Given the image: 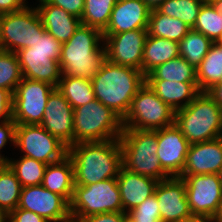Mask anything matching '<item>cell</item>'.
<instances>
[{
    "label": "cell",
    "mask_w": 222,
    "mask_h": 222,
    "mask_svg": "<svg viewBox=\"0 0 222 222\" xmlns=\"http://www.w3.org/2000/svg\"><path fill=\"white\" fill-rule=\"evenodd\" d=\"M22 186L6 162H0V208L8 214L18 207Z\"/></svg>",
    "instance_id": "cell-30"
},
{
    "label": "cell",
    "mask_w": 222,
    "mask_h": 222,
    "mask_svg": "<svg viewBox=\"0 0 222 222\" xmlns=\"http://www.w3.org/2000/svg\"><path fill=\"white\" fill-rule=\"evenodd\" d=\"M222 167V137L213 140L191 144L186 156L182 174L202 175L219 174Z\"/></svg>",
    "instance_id": "cell-19"
},
{
    "label": "cell",
    "mask_w": 222,
    "mask_h": 222,
    "mask_svg": "<svg viewBox=\"0 0 222 222\" xmlns=\"http://www.w3.org/2000/svg\"><path fill=\"white\" fill-rule=\"evenodd\" d=\"M9 214L0 208V222H8Z\"/></svg>",
    "instance_id": "cell-49"
},
{
    "label": "cell",
    "mask_w": 222,
    "mask_h": 222,
    "mask_svg": "<svg viewBox=\"0 0 222 222\" xmlns=\"http://www.w3.org/2000/svg\"><path fill=\"white\" fill-rule=\"evenodd\" d=\"M41 185L70 203L74 190V165L69 155L46 166Z\"/></svg>",
    "instance_id": "cell-24"
},
{
    "label": "cell",
    "mask_w": 222,
    "mask_h": 222,
    "mask_svg": "<svg viewBox=\"0 0 222 222\" xmlns=\"http://www.w3.org/2000/svg\"><path fill=\"white\" fill-rule=\"evenodd\" d=\"M13 96L4 89L0 88V121L13 120Z\"/></svg>",
    "instance_id": "cell-43"
},
{
    "label": "cell",
    "mask_w": 222,
    "mask_h": 222,
    "mask_svg": "<svg viewBox=\"0 0 222 222\" xmlns=\"http://www.w3.org/2000/svg\"><path fill=\"white\" fill-rule=\"evenodd\" d=\"M210 3L222 16V0H212Z\"/></svg>",
    "instance_id": "cell-47"
},
{
    "label": "cell",
    "mask_w": 222,
    "mask_h": 222,
    "mask_svg": "<svg viewBox=\"0 0 222 222\" xmlns=\"http://www.w3.org/2000/svg\"><path fill=\"white\" fill-rule=\"evenodd\" d=\"M116 180L120 190L123 212L125 213L152 196L159 182L153 178L133 173L123 166Z\"/></svg>",
    "instance_id": "cell-20"
},
{
    "label": "cell",
    "mask_w": 222,
    "mask_h": 222,
    "mask_svg": "<svg viewBox=\"0 0 222 222\" xmlns=\"http://www.w3.org/2000/svg\"><path fill=\"white\" fill-rule=\"evenodd\" d=\"M154 194L162 222H190L196 219L188 204L184 180L179 176L159 181Z\"/></svg>",
    "instance_id": "cell-14"
},
{
    "label": "cell",
    "mask_w": 222,
    "mask_h": 222,
    "mask_svg": "<svg viewBox=\"0 0 222 222\" xmlns=\"http://www.w3.org/2000/svg\"><path fill=\"white\" fill-rule=\"evenodd\" d=\"M16 123L13 120L0 122V150L10 141L15 145V129ZM8 158L0 153V162H6Z\"/></svg>",
    "instance_id": "cell-40"
},
{
    "label": "cell",
    "mask_w": 222,
    "mask_h": 222,
    "mask_svg": "<svg viewBox=\"0 0 222 222\" xmlns=\"http://www.w3.org/2000/svg\"><path fill=\"white\" fill-rule=\"evenodd\" d=\"M55 88L47 82L23 77L12 95L13 121L17 125L41 124L48 97Z\"/></svg>",
    "instance_id": "cell-11"
},
{
    "label": "cell",
    "mask_w": 222,
    "mask_h": 222,
    "mask_svg": "<svg viewBox=\"0 0 222 222\" xmlns=\"http://www.w3.org/2000/svg\"><path fill=\"white\" fill-rule=\"evenodd\" d=\"M18 208L32 211L48 222H72L69 203L42 185L22 187Z\"/></svg>",
    "instance_id": "cell-13"
},
{
    "label": "cell",
    "mask_w": 222,
    "mask_h": 222,
    "mask_svg": "<svg viewBox=\"0 0 222 222\" xmlns=\"http://www.w3.org/2000/svg\"><path fill=\"white\" fill-rule=\"evenodd\" d=\"M203 2H211L212 0H202Z\"/></svg>",
    "instance_id": "cell-53"
},
{
    "label": "cell",
    "mask_w": 222,
    "mask_h": 222,
    "mask_svg": "<svg viewBox=\"0 0 222 222\" xmlns=\"http://www.w3.org/2000/svg\"><path fill=\"white\" fill-rule=\"evenodd\" d=\"M127 217L132 222H162L156 195L153 194L140 205L128 211Z\"/></svg>",
    "instance_id": "cell-37"
},
{
    "label": "cell",
    "mask_w": 222,
    "mask_h": 222,
    "mask_svg": "<svg viewBox=\"0 0 222 222\" xmlns=\"http://www.w3.org/2000/svg\"><path fill=\"white\" fill-rule=\"evenodd\" d=\"M116 2L117 0H85L81 16L82 24L103 32L109 23Z\"/></svg>",
    "instance_id": "cell-33"
},
{
    "label": "cell",
    "mask_w": 222,
    "mask_h": 222,
    "mask_svg": "<svg viewBox=\"0 0 222 222\" xmlns=\"http://www.w3.org/2000/svg\"><path fill=\"white\" fill-rule=\"evenodd\" d=\"M190 222H213V220H211V219H198V218H196V219H194V220H192Z\"/></svg>",
    "instance_id": "cell-50"
},
{
    "label": "cell",
    "mask_w": 222,
    "mask_h": 222,
    "mask_svg": "<svg viewBox=\"0 0 222 222\" xmlns=\"http://www.w3.org/2000/svg\"><path fill=\"white\" fill-rule=\"evenodd\" d=\"M119 141L125 169L158 181L170 177L156 155L158 130L123 129Z\"/></svg>",
    "instance_id": "cell-5"
},
{
    "label": "cell",
    "mask_w": 222,
    "mask_h": 222,
    "mask_svg": "<svg viewBox=\"0 0 222 222\" xmlns=\"http://www.w3.org/2000/svg\"><path fill=\"white\" fill-rule=\"evenodd\" d=\"M175 124L190 144L222 137V108L208 92H200L188 106L175 111Z\"/></svg>",
    "instance_id": "cell-4"
},
{
    "label": "cell",
    "mask_w": 222,
    "mask_h": 222,
    "mask_svg": "<svg viewBox=\"0 0 222 222\" xmlns=\"http://www.w3.org/2000/svg\"><path fill=\"white\" fill-rule=\"evenodd\" d=\"M151 9L142 0H117L109 23L102 32L112 35L130 30L148 29Z\"/></svg>",
    "instance_id": "cell-18"
},
{
    "label": "cell",
    "mask_w": 222,
    "mask_h": 222,
    "mask_svg": "<svg viewBox=\"0 0 222 222\" xmlns=\"http://www.w3.org/2000/svg\"><path fill=\"white\" fill-rule=\"evenodd\" d=\"M6 163L14 171L22 187L42 184L47 164L26 156L19 160L8 159Z\"/></svg>",
    "instance_id": "cell-32"
},
{
    "label": "cell",
    "mask_w": 222,
    "mask_h": 222,
    "mask_svg": "<svg viewBox=\"0 0 222 222\" xmlns=\"http://www.w3.org/2000/svg\"><path fill=\"white\" fill-rule=\"evenodd\" d=\"M69 211L71 217L122 212L123 204L116 178L89 185H74Z\"/></svg>",
    "instance_id": "cell-8"
},
{
    "label": "cell",
    "mask_w": 222,
    "mask_h": 222,
    "mask_svg": "<svg viewBox=\"0 0 222 222\" xmlns=\"http://www.w3.org/2000/svg\"><path fill=\"white\" fill-rule=\"evenodd\" d=\"M151 10L157 9L166 0H142Z\"/></svg>",
    "instance_id": "cell-46"
},
{
    "label": "cell",
    "mask_w": 222,
    "mask_h": 222,
    "mask_svg": "<svg viewBox=\"0 0 222 222\" xmlns=\"http://www.w3.org/2000/svg\"><path fill=\"white\" fill-rule=\"evenodd\" d=\"M190 145L175 123L158 130L156 155L170 177L182 174Z\"/></svg>",
    "instance_id": "cell-16"
},
{
    "label": "cell",
    "mask_w": 222,
    "mask_h": 222,
    "mask_svg": "<svg viewBox=\"0 0 222 222\" xmlns=\"http://www.w3.org/2000/svg\"><path fill=\"white\" fill-rule=\"evenodd\" d=\"M61 46L62 44L58 40L45 31L42 36H38L37 40L33 43V46L23 48L17 52L52 53V59L59 61L61 56Z\"/></svg>",
    "instance_id": "cell-38"
},
{
    "label": "cell",
    "mask_w": 222,
    "mask_h": 222,
    "mask_svg": "<svg viewBox=\"0 0 222 222\" xmlns=\"http://www.w3.org/2000/svg\"><path fill=\"white\" fill-rule=\"evenodd\" d=\"M100 30L81 24L73 36L61 46L62 76L91 79L107 61V52ZM100 43V44H99Z\"/></svg>",
    "instance_id": "cell-2"
},
{
    "label": "cell",
    "mask_w": 222,
    "mask_h": 222,
    "mask_svg": "<svg viewBox=\"0 0 222 222\" xmlns=\"http://www.w3.org/2000/svg\"><path fill=\"white\" fill-rule=\"evenodd\" d=\"M3 16H4V14L2 12H0V32H1V23H2Z\"/></svg>",
    "instance_id": "cell-51"
},
{
    "label": "cell",
    "mask_w": 222,
    "mask_h": 222,
    "mask_svg": "<svg viewBox=\"0 0 222 222\" xmlns=\"http://www.w3.org/2000/svg\"><path fill=\"white\" fill-rule=\"evenodd\" d=\"M14 146L21 149L23 156L47 165L68 155V147L40 124L16 125Z\"/></svg>",
    "instance_id": "cell-10"
},
{
    "label": "cell",
    "mask_w": 222,
    "mask_h": 222,
    "mask_svg": "<svg viewBox=\"0 0 222 222\" xmlns=\"http://www.w3.org/2000/svg\"><path fill=\"white\" fill-rule=\"evenodd\" d=\"M203 3L202 0H166L157 9L162 14L180 19L193 29Z\"/></svg>",
    "instance_id": "cell-34"
},
{
    "label": "cell",
    "mask_w": 222,
    "mask_h": 222,
    "mask_svg": "<svg viewBox=\"0 0 222 222\" xmlns=\"http://www.w3.org/2000/svg\"><path fill=\"white\" fill-rule=\"evenodd\" d=\"M44 32L36 7L30 8L27 5L22 10L5 13L1 23L0 50L16 53L29 48Z\"/></svg>",
    "instance_id": "cell-9"
},
{
    "label": "cell",
    "mask_w": 222,
    "mask_h": 222,
    "mask_svg": "<svg viewBox=\"0 0 222 222\" xmlns=\"http://www.w3.org/2000/svg\"><path fill=\"white\" fill-rule=\"evenodd\" d=\"M23 75L17 54L0 50V88L9 91L12 95Z\"/></svg>",
    "instance_id": "cell-36"
},
{
    "label": "cell",
    "mask_w": 222,
    "mask_h": 222,
    "mask_svg": "<svg viewBox=\"0 0 222 222\" xmlns=\"http://www.w3.org/2000/svg\"><path fill=\"white\" fill-rule=\"evenodd\" d=\"M193 30L201 32L213 42L222 38V16L210 2H204Z\"/></svg>",
    "instance_id": "cell-35"
},
{
    "label": "cell",
    "mask_w": 222,
    "mask_h": 222,
    "mask_svg": "<svg viewBox=\"0 0 222 222\" xmlns=\"http://www.w3.org/2000/svg\"><path fill=\"white\" fill-rule=\"evenodd\" d=\"M123 129L159 130L175 123V111L145 83L122 119Z\"/></svg>",
    "instance_id": "cell-7"
},
{
    "label": "cell",
    "mask_w": 222,
    "mask_h": 222,
    "mask_svg": "<svg viewBox=\"0 0 222 222\" xmlns=\"http://www.w3.org/2000/svg\"><path fill=\"white\" fill-rule=\"evenodd\" d=\"M191 28L178 18L162 14L158 9L151 10L148 35L179 42Z\"/></svg>",
    "instance_id": "cell-27"
},
{
    "label": "cell",
    "mask_w": 222,
    "mask_h": 222,
    "mask_svg": "<svg viewBox=\"0 0 222 222\" xmlns=\"http://www.w3.org/2000/svg\"><path fill=\"white\" fill-rule=\"evenodd\" d=\"M145 78L146 80H166L171 82H197L196 68L181 56L158 65Z\"/></svg>",
    "instance_id": "cell-28"
},
{
    "label": "cell",
    "mask_w": 222,
    "mask_h": 222,
    "mask_svg": "<svg viewBox=\"0 0 222 222\" xmlns=\"http://www.w3.org/2000/svg\"><path fill=\"white\" fill-rule=\"evenodd\" d=\"M208 93L222 108V80L218 84H216L213 88H211L208 91Z\"/></svg>",
    "instance_id": "cell-45"
},
{
    "label": "cell",
    "mask_w": 222,
    "mask_h": 222,
    "mask_svg": "<svg viewBox=\"0 0 222 222\" xmlns=\"http://www.w3.org/2000/svg\"><path fill=\"white\" fill-rule=\"evenodd\" d=\"M56 88L71 104L73 109L96 99L91 79L61 76Z\"/></svg>",
    "instance_id": "cell-29"
},
{
    "label": "cell",
    "mask_w": 222,
    "mask_h": 222,
    "mask_svg": "<svg viewBox=\"0 0 222 222\" xmlns=\"http://www.w3.org/2000/svg\"><path fill=\"white\" fill-rule=\"evenodd\" d=\"M126 222H132V221L127 217Z\"/></svg>",
    "instance_id": "cell-54"
},
{
    "label": "cell",
    "mask_w": 222,
    "mask_h": 222,
    "mask_svg": "<svg viewBox=\"0 0 222 222\" xmlns=\"http://www.w3.org/2000/svg\"><path fill=\"white\" fill-rule=\"evenodd\" d=\"M49 4L64 9L67 13L81 19L85 0H46Z\"/></svg>",
    "instance_id": "cell-41"
},
{
    "label": "cell",
    "mask_w": 222,
    "mask_h": 222,
    "mask_svg": "<svg viewBox=\"0 0 222 222\" xmlns=\"http://www.w3.org/2000/svg\"><path fill=\"white\" fill-rule=\"evenodd\" d=\"M146 83L174 111L188 106L200 93L198 82L146 80Z\"/></svg>",
    "instance_id": "cell-23"
},
{
    "label": "cell",
    "mask_w": 222,
    "mask_h": 222,
    "mask_svg": "<svg viewBox=\"0 0 222 222\" xmlns=\"http://www.w3.org/2000/svg\"><path fill=\"white\" fill-rule=\"evenodd\" d=\"M24 78L47 82L57 87L62 73L60 63L52 53L16 52Z\"/></svg>",
    "instance_id": "cell-21"
},
{
    "label": "cell",
    "mask_w": 222,
    "mask_h": 222,
    "mask_svg": "<svg viewBox=\"0 0 222 222\" xmlns=\"http://www.w3.org/2000/svg\"><path fill=\"white\" fill-rule=\"evenodd\" d=\"M200 92H208L222 80V44L213 42L208 53L196 68Z\"/></svg>",
    "instance_id": "cell-26"
},
{
    "label": "cell",
    "mask_w": 222,
    "mask_h": 222,
    "mask_svg": "<svg viewBox=\"0 0 222 222\" xmlns=\"http://www.w3.org/2000/svg\"><path fill=\"white\" fill-rule=\"evenodd\" d=\"M72 222H126L127 213L108 212L93 214L86 217H71Z\"/></svg>",
    "instance_id": "cell-39"
},
{
    "label": "cell",
    "mask_w": 222,
    "mask_h": 222,
    "mask_svg": "<svg viewBox=\"0 0 222 222\" xmlns=\"http://www.w3.org/2000/svg\"><path fill=\"white\" fill-rule=\"evenodd\" d=\"M91 80L95 98L122 119L127 114L133 97L146 83L142 71L116 65L108 60Z\"/></svg>",
    "instance_id": "cell-3"
},
{
    "label": "cell",
    "mask_w": 222,
    "mask_h": 222,
    "mask_svg": "<svg viewBox=\"0 0 222 222\" xmlns=\"http://www.w3.org/2000/svg\"><path fill=\"white\" fill-rule=\"evenodd\" d=\"M182 179L193 216L212 220L222 203V182L219 174L186 175Z\"/></svg>",
    "instance_id": "cell-12"
},
{
    "label": "cell",
    "mask_w": 222,
    "mask_h": 222,
    "mask_svg": "<svg viewBox=\"0 0 222 222\" xmlns=\"http://www.w3.org/2000/svg\"><path fill=\"white\" fill-rule=\"evenodd\" d=\"M213 41L201 32L191 29L179 42V54L195 68L208 53Z\"/></svg>",
    "instance_id": "cell-31"
},
{
    "label": "cell",
    "mask_w": 222,
    "mask_h": 222,
    "mask_svg": "<svg viewBox=\"0 0 222 222\" xmlns=\"http://www.w3.org/2000/svg\"><path fill=\"white\" fill-rule=\"evenodd\" d=\"M178 56H180L178 42L147 35L142 57V73L146 76L158 65Z\"/></svg>",
    "instance_id": "cell-25"
},
{
    "label": "cell",
    "mask_w": 222,
    "mask_h": 222,
    "mask_svg": "<svg viewBox=\"0 0 222 222\" xmlns=\"http://www.w3.org/2000/svg\"><path fill=\"white\" fill-rule=\"evenodd\" d=\"M212 220L213 222H222V203L220 204L217 214Z\"/></svg>",
    "instance_id": "cell-48"
},
{
    "label": "cell",
    "mask_w": 222,
    "mask_h": 222,
    "mask_svg": "<svg viewBox=\"0 0 222 222\" xmlns=\"http://www.w3.org/2000/svg\"><path fill=\"white\" fill-rule=\"evenodd\" d=\"M122 118L95 99L74 109V144L119 139Z\"/></svg>",
    "instance_id": "cell-6"
},
{
    "label": "cell",
    "mask_w": 222,
    "mask_h": 222,
    "mask_svg": "<svg viewBox=\"0 0 222 222\" xmlns=\"http://www.w3.org/2000/svg\"><path fill=\"white\" fill-rule=\"evenodd\" d=\"M40 125L68 148L74 145V109L57 88L48 97Z\"/></svg>",
    "instance_id": "cell-17"
},
{
    "label": "cell",
    "mask_w": 222,
    "mask_h": 222,
    "mask_svg": "<svg viewBox=\"0 0 222 222\" xmlns=\"http://www.w3.org/2000/svg\"><path fill=\"white\" fill-rule=\"evenodd\" d=\"M8 222H48L38 214L21 208L9 213Z\"/></svg>",
    "instance_id": "cell-42"
},
{
    "label": "cell",
    "mask_w": 222,
    "mask_h": 222,
    "mask_svg": "<svg viewBox=\"0 0 222 222\" xmlns=\"http://www.w3.org/2000/svg\"><path fill=\"white\" fill-rule=\"evenodd\" d=\"M147 35V29L103 35L107 60L116 65L142 71V57Z\"/></svg>",
    "instance_id": "cell-15"
},
{
    "label": "cell",
    "mask_w": 222,
    "mask_h": 222,
    "mask_svg": "<svg viewBox=\"0 0 222 222\" xmlns=\"http://www.w3.org/2000/svg\"><path fill=\"white\" fill-rule=\"evenodd\" d=\"M37 10L42 19L45 31L50 33L61 44L67 42L82 24L81 19L67 13L64 9L39 0Z\"/></svg>",
    "instance_id": "cell-22"
},
{
    "label": "cell",
    "mask_w": 222,
    "mask_h": 222,
    "mask_svg": "<svg viewBox=\"0 0 222 222\" xmlns=\"http://www.w3.org/2000/svg\"><path fill=\"white\" fill-rule=\"evenodd\" d=\"M25 1L26 0H0V12L5 14L22 10L27 6Z\"/></svg>",
    "instance_id": "cell-44"
},
{
    "label": "cell",
    "mask_w": 222,
    "mask_h": 222,
    "mask_svg": "<svg viewBox=\"0 0 222 222\" xmlns=\"http://www.w3.org/2000/svg\"><path fill=\"white\" fill-rule=\"evenodd\" d=\"M74 165V185H89L117 178L122 163L119 139L80 142L68 148Z\"/></svg>",
    "instance_id": "cell-1"
},
{
    "label": "cell",
    "mask_w": 222,
    "mask_h": 222,
    "mask_svg": "<svg viewBox=\"0 0 222 222\" xmlns=\"http://www.w3.org/2000/svg\"><path fill=\"white\" fill-rule=\"evenodd\" d=\"M219 177H220V180H221V182H222V167H221V170H220V172H219Z\"/></svg>",
    "instance_id": "cell-52"
}]
</instances>
